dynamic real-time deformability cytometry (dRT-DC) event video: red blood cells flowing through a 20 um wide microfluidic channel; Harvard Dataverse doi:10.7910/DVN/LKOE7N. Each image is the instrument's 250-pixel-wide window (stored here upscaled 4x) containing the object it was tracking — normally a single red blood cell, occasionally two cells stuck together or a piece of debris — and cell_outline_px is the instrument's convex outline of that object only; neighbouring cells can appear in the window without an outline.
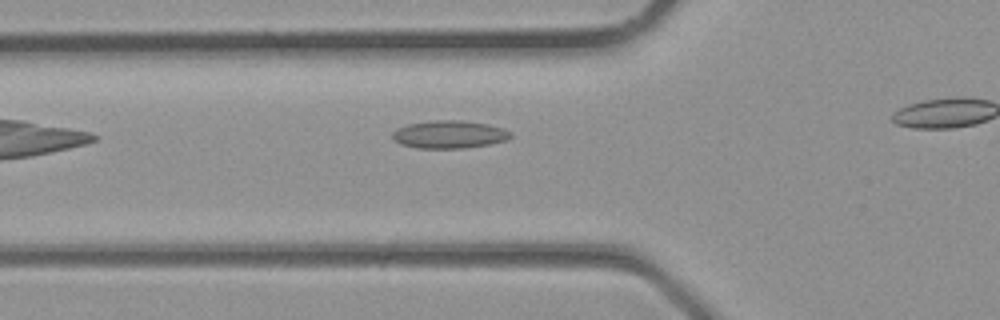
{"species": "common noctule bat (a hibernating species)", "species_latin": "Nyctalus noctula", "temperature_condition": "room temperature", "stored_images_in_passage": 3, "camera_frame_rate_fps": 3000, "um_per_image_px": 0.085, "animal": {"sex": "male", "body_mass_g": 23.1, "forearm_length_mm": 52.7}, "frame": {"image": 1, "passage_image": 2, "time_ms": 0.333, "image_size_px": [1000, 320], "cell_outline_px": [[512, 136], [508, 140], [488, 144], [464, 148], [416, 148], [400, 144], [392, 136], [392, 132], [396, 128], [408, 124], [436, 120], [460, 120], [488, 124], [504, 128], [512, 132]], "centroid_in_image_um": [38.21, 11.42], "position_along_channel_um": 87.6, "area_um2": 19.19}}